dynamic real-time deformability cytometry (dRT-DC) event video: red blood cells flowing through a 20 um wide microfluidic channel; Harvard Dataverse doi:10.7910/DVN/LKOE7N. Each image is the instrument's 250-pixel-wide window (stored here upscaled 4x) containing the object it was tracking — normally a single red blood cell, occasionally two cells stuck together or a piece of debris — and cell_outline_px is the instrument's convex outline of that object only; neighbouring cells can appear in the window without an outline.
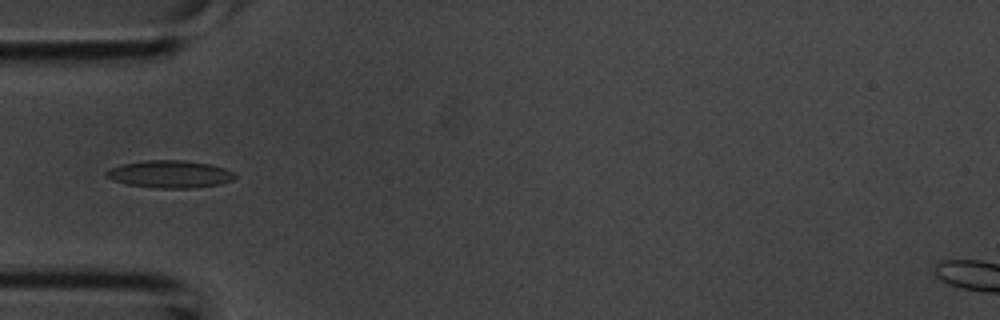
{"species": "common noctule bat (a hibernating species)", "species_latin": "Nyctalus noctula", "temperature_condition": "room temperature", "stored_images_in_passage": 43, "camera_frame_rate_fps": 3000, "um_per_image_px": 0.085, "animal": {"sex": "male", "body_mass_g": 20.1, "forearm_length_mm": 53.5}, "frame": {"image": 1, "passage_image": 14, "time_ms": 4.333, "image_size_px": [1000, 320], "cell_outline_px": [[236, 176], [232, 180], [220, 184], [192, 188], [156, 188], [128, 184], [112, 180], [104, 176], [104, 172], [108, 168], [120, 164], [148, 160], [184, 160], [208, 164], [224, 168], [232, 172]], "centroid_in_image_um": [14.38, 14.8], "position_along_channel_um": 70.6, "area_um2": 20.58}}
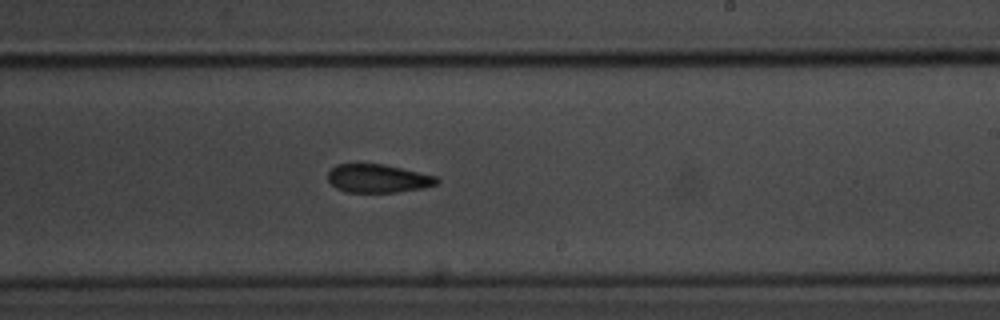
{"frame": {"image": 2, "passage_image": 26, "time_ms": 8.333, "image_size_px": [1000, 320], "cell_outline_px": [[440, 180], [436, 184], [424, 188], [396, 192], [344, 192], [336, 188], [328, 180], [328, 172], [336, 164], [384, 164], [436, 176]], "centroid_in_image_um": [32.12, 15.17], "position_along_channel_um": 256.9, "area_um2": 17.98}}
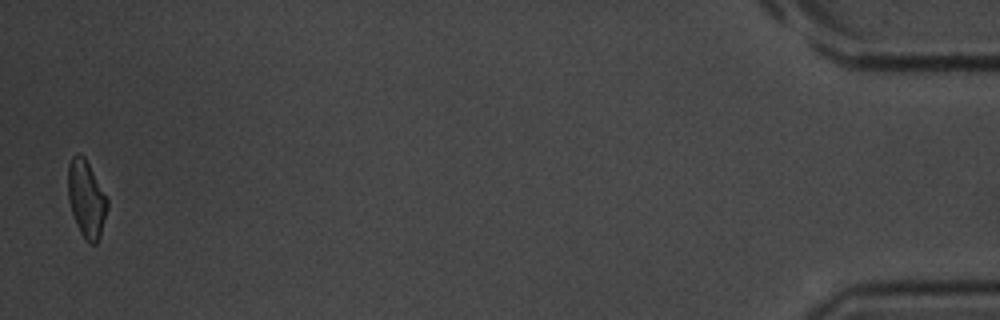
{"frame": {"image": 3, "passage_image": 43, "time_ms": 14.0, "image_size_px": [1000, 320], "cell_outline_px": [[108, 208], [100, 236], [96, 244], [92, 244], [84, 240], [80, 232], [72, 212], [68, 200], [68, 164], [72, 156], [80, 152], [84, 156], [108, 200]], "centroid_in_image_um": [7.33, 16.91], "position_along_channel_um": 427.9, "area_um2": 17.57}}